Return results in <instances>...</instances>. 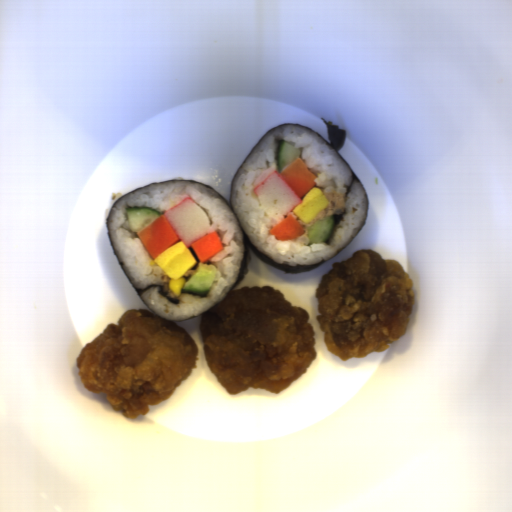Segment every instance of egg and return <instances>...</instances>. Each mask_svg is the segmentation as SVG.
I'll return each instance as SVG.
<instances>
[{"label": "egg", "instance_id": "egg-1", "mask_svg": "<svg viewBox=\"0 0 512 512\" xmlns=\"http://www.w3.org/2000/svg\"><path fill=\"white\" fill-rule=\"evenodd\" d=\"M154 262L174 280H178L197 263L189 247H186L182 240L155 258Z\"/></svg>", "mask_w": 512, "mask_h": 512}, {"label": "egg", "instance_id": "egg-2", "mask_svg": "<svg viewBox=\"0 0 512 512\" xmlns=\"http://www.w3.org/2000/svg\"><path fill=\"white\" fill-rule=\"evenodd\" d=\"M301 200L302 202L292 211L306 224L315 219L329 205V199L317 187H313Z\"/></svg>", "mask_w": 512, "mask_h": 512}]
</instances>
